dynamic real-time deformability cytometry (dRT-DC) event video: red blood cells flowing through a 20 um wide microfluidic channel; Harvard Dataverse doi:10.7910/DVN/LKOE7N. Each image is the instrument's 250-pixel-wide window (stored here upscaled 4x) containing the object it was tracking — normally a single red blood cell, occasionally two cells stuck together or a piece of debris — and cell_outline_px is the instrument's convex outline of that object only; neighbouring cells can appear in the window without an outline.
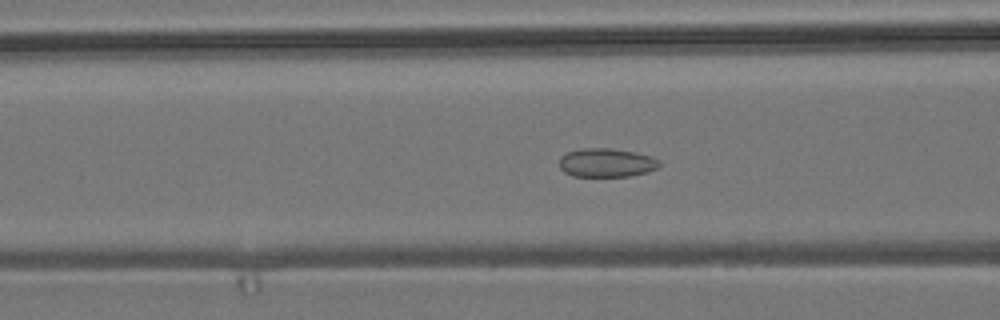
{"species": "common noctule bat (a hibernating species)", "species_latin": "Nyctalus noctula", "temperature_condition": "room temperature", "stored_images_in_passage": 45, "camera_frame_rate_fps": 3000, "um_per_image_px": 0.085, "animal": {"sex": "male", "body_mass_g": 19.2, "forearm_length_mm": 51.8}, "frame": {"image": 1, "passage_image": 20, "time_ms": 6.333, "image_size_px": [1000, 320], "cell_outline_px": [[660, 164], [656, 168], [648, 172], [628, 176], [572, 176], [564, 172], [560, 168], [560, 156], [568, 152], [580, 148], [612, 148], [636, 152], [652, 156], [660, 160]], "centroid_in_image_um": [51.55, 13.82], "position_along_channel_um": 115.0, "area_um2": 16.88}}
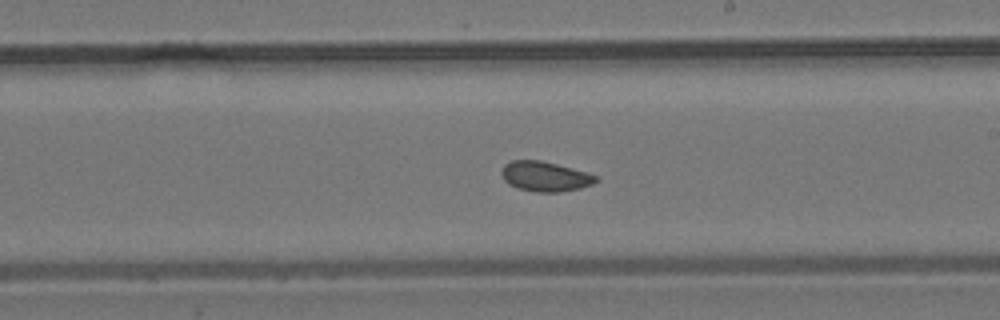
{"frame": {"image": 2, "passage_image": 30, "time_ms": 9.667, "image_size_px": [1000, 320], "cell_outline_px": [[600, 180], [592, 184], [580, 188], [560, 192], [536, 192], [516, 188], [508, 184], [504, 180], [500, 172], [504, 164], [512, 160], [540, 160], [588, 172], [596, 176]], "centroid_in_image_um": [46.31, 15.0], "position_along_channel_um": 242.7, "area_um2": 16.59}}
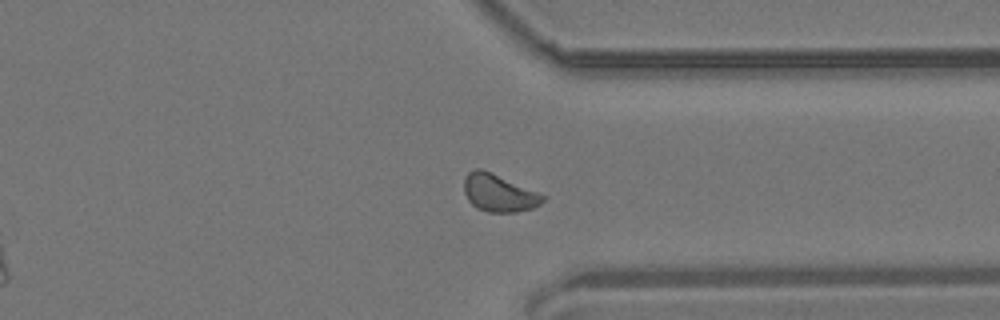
{"frame": {"image": 3, "passage_image": 40, "time_ms": 13.0, "image_size_px": [1000, 320], "cell_outline_px": [[544, 200], [540, 204], [532, 208], [516, 212], [488, 212], [476, 208], [468, 200], [464, 192], [464, 180], [468, 172], [476, 168], [480, 168], [492, 172], [536, 192], [544, 196]], "centroid_in_image_um": [42.35, 16.4], "position_along_channel_um": 369.0, "area_um2": 16.99}, "authors_computed_cell_mechanics": {"area_um2": 16.8776, "velocity_mm_per_s": 3.8337, "shape_relaxation_time_tau1_ms": null, "shape_relaxation_time_tau2_ms": 1.1087, "deformation_change_tau1": null, "deformation_change_tau2": 0.0606}}